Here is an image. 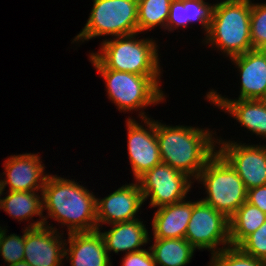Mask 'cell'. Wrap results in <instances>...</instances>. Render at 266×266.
<instances>
[{"label":"cell","mask_w":266,"mask_h":266,"mask_svg":"<svg viewBox=\"0 0 266 266\" xmlns=\"http://www.w3.org/2000/svg\"><path fill=\"white\" fill-rule=\"evenodd\" d=\"M184 8H186V19L189 22L199 21L208 33L214 5L211 6L203 0H184Z\"/></svg>","instance_id":"obj_28"},{"label":"cell","mask_w":266,"mask_h":266,"mask_svg":"<svg viewBox=\"0 0 266 266\" xmlns=\"http://www.w3.org/2000/svg\"><path fill=\"white\" fill-rule=\"evenodd\" d=\"M207 98L219 108L227 110L241 125L253 133L266 137V100H229L218 95L214 90L207 94Z\"/></svg>","instance_id":"obj_17"},{"label":"cell","mask_w":266,"mask_h":266,"mask_svg":"<svg viewBox=\"0 0 266 266\" xmlns=\"http://www.w3.org/2000/svg\"><path fill=\"white\" fill-rule=\"evenodd\" d=\"M143 222L139 219L112 224L111 230L100 232L103 237L107 254L110 251L118 253L127 251L126 254L137 252L142 249L139 247L148 242V230L144 227Z\"/></svg>","instance_id":"obj_19"},{"label":"cell","mask_w":266,"mask_h":266,"mask_svg":"<svg viewBox=\"0 0 266 266\" xmlns=\"http://www.w3.org/2000/svg\"><path fill=\"white\" fill-rule=\"evenodd\" d=\"M149 251L142 249L126 254L122 266H157L150 249Z\"/></svg>","instance_id":"obj_30"},{"label":"cell","mask_w":266,"mask_h":266,"mask_svg":"<svg viewBox=\"0 0 266 266\" xmlns=\"http://www.w3.org/2000/svg\"><path fill=\"white\" fill-rule=\"evenodd\" d=\"M34 192L9 191L8 196L0 198V208L19 220H26L34 214L42 218L43 202L40 200L42 198Z\"/></svg>","instance_id":"obj_22"},{"label":"cell","mask_w":266,"mask_h":266,"mask_svg":"<svg viewBox=\"0 0 266 266\" xmlns=\"http://www.w3.org/2000/svg\"><path fill=\"white\" fill-rule=\"evenodd\" d=\"M140 115L149 131L131 118L127 120L126 125L129 159L135 179L162 162L156 136V121L150 120L144 113Z\"/></svg>","instance_id":"obj_11"},{"label":"cell","mask_w":266,"mask_h":266,"mask_svg":"<svg viewBox=\"0 0 266 266\" xmlns=\"http://www.w3.org/2000/svg\"><path fill=\"white\" fill-rule=\"evenodd\" d=\"M241 73V91L238 99L266 100V52L252 49L231 58Z\"/></svg>","instance_id":"obj_15"},{"label":"cell","mask_w":266,"mask_h":266,"mask_svg":"<svg viewBox=\"0 0 266 266\" xmlns=\"http://www.w3.org/2000/svg\"><path fill=\"white\" fill-rule=\"evenodd\" d=\"M238 247L244 253L266 261V221L255 232L248 235Z\"/></svg>","instance_id":"obj_27"},{"label":"cell","mask_w":266,"mask_h":266,"mask_svg":"<svg viewBox=\"0 0 266 266\" xmlns=\"http://www.w3.org/2000/svg\"><path fill=\"white\" fill-rule=\"evenodd\" d=\"M250 17V0H225L214 4L206 43L217 45L230 59L252 50Z\"/></svg>","instance_id":"obj_4"},{"label":"cell","mask_w":266,"mask_h":266,"mask_svg":"<svg viewBox=\"0 0 266 266\" xmlns=\"http://www.w3.org/2000/svg\"><path fill=\"white\" fill-rule=\"evenodd\" d=\"M0 253L9 266L24 260V235L11 234L0 227Z\"/></svg>","instance_id":"obj_26"},{"label":"cell","mask_w":266,"mask_h":266,"mask_svg":"<svg viewBox=\"0 0 266 266\" xmlns=\"http://www.w3.org/2000/svg\"><path fill=\"white\" fill-rule=\"evenodd\" d=\"M250 34L253 49L266 48V3L251 2Z\"/></svg>","instance_id":"obj_25"},{"label":"cell","mask_w":266,"mask_h":266,"mask_svg":"<svg viewBox=\"0 0 266 266\" xmlns=\"http://www.w3.org/2000/svg\"><path fill=\"white\" fill-rule=\"evenodd\" d=\"M136 34L103 41L101 52L91 53L97 69H110L145 76H160L157 46L152 40L135 39Z\"/></svg>","instance_id":"obj_3"},{"label":"cell","mask_w":266,"mask_h":266,"mask_svg":"<svg viewBox=\"0 0 266 266\" xmlns=\"http://www.w3.org/2000/svg\"><path fill=\"white\" fill-rule=\"evenodd\" d=\"M71 266H111L100 230L68 233ZM69 252V253H68Z\"/></svg>","instance_id":"obj_16"},{"label":"cell","mask_w":266,"mask_h":266,"mask_svg":"<svg viewBox=\"0 0 266 266\" xmlns=\"http://www.w3.org/2000/svg\"><path fill=\"white\" fill-rule=\"evenodd\" d=\"M10 266H31L28 262H25L24 260L23 261H19L15 264H12Z\"/></svg>","instance_id":"obj_32"},{"label":"cell","mask_w":266,"mask_h":266,"mask_svg":"<svg viewBox=\"0 0 266 266\" xmlns=\"http://www.w3.org/2000/svg\"><path fill=\"white\" fill-rule=\"evenodd\" d=\"M185 239L196 249H212L217 253V245L230 244L229 219L203 201L193 202L192 215L188 223ZM217 249V250H216Z\"/></svg>","instance_id":"obj_8"},{"label":"cell","mask_w":266,"mask_h":266,"mask_svg":"<svg viewBox=\"0 0 266 266\" xmlns=\"http://www.w3.org/2000/svg\"><path fill=\"white\" fill-rule=\"evenodd\" d=\"M196 179L203 182L208 194L201 201L212 206L228 219L246 202L248 190L242 179L217 150Z\"/></svg>","instance_id":"obj_5"},{"label":"cell","mask_w":266,"mask_h":266,"mask_svg":"<svg viewBox=\"0 0 266 266\" xmlns=\"http://www.w3.org/2000/svg\"><path fill=\"white\" fill-rule=\"evenodd\" d=\"M189 23L186 19V8H184V0H172L170 4L169 17L166 23V29L174 30L173 28H178L179 26L187 27Z\"/></svg>","instance_id":"obj_29"},{"label":"cell","mask_w":266,"mask_h":266,"mask_svg":"<svg viewBox=\"0 0 266 266\" xmlns=\"http://www.w3.org/2000/svg\"><path fill=\"white\" fill-rule=\"evenodd\" d=\"M5 162L7 179L0 180V196L8 184L9 191L29 192L41 189L42 192L49 174L43 175L44 164H41L38 154L14 155Z\"/></svg>","instance_id":"obj_14"},{"label":"cell","mask_w":266,"mask_h":266,"mask_svg":"<svg viewBox=\"0 0 266 266\" xmlns=\"http://www.w3.org/2000/svg\"><path fill=\"white\" fill-rule=\"evenodd\" d=\"M265 221L266 213L258 207L244 202L229 219L231 246H238L248 235L262 226Z\"/></svg>","instance_id":"obj_21"},{"label":"cell","mask_w":266,"mask_h":266,"mask_svg":"<svg viewBox=\"0 0 266 266\" xmlns=\"http://www.w3.org/2000/svg\"><path fill=\"white\" fill-rule=\"evenodd\" d=\"M143 202V194L137 183L123 185L104 199L96 198L97 230L99 222L115 224L138 219L135 214Z\"/></svg>","instance_id":"obj_13"},{"label":"cell","mask_w":266,"mask_h":266,"mask_svg":"<svg viewBox=\"0 0 266 266\" xmlns=\"http://www.w3.org/2000/svg\"><path fill=\"white\" fill-rule=\"evenodd\" d=\"M138 33V0H94L89 19L74 39L115 37Z\"/></svg>","instance_id":"obj_6"},{"label":"cell","mask_w":266,"mask_h":266,"mask_svg":"<svg viewBox=\"0 0 266 266\" xmlns=\"http://www.w3.org/2000/svg\"><path fill=\"white\" fill-rule=\"evenodd\" d=\"M45 221L43 216L42 220L33 222L25 229L24 261L31 266H60L65 257L63 246L66 243L62 245L61 237L55 234V228L53 230L51 226L46 227Z\"/></svg>","instance_id":"obj_10"},{"label":"cell","mask_w":266,"mask_h":266,"mask_svg":"<svg viewBox=\"0 0 266 266\" xmlns=\"http://www.w3.org/2000/svg\"><path fill=\"white\" fill-rule=\"evenodd\" d=\"M156 265H187L195 248L185 238L155 239L150 247Z\"/></svg>","instance_id":"obj_20"},{"label":"cell","mask_w":266,"mask_h":266,"mask_svg":"<svg viewBox=\"0 0 266 266\" xmlns=\"http://www.w3.org/2000/svg\"><path fill=\"white\" fill-rule=\"evenodd\" d=\"M190 178L161 162L146 171L136 181L140 186L144 201L151 195L150 206L161 207L175 204L186 198L192 183Z\"/></svg>","instance_id":"obj_9"},{"label":"cell","mask_w":266,"mask_h":266,"mask_svg":"<svg viewBox=\"0 0 266 266\" xmlns=\"http://www.w3.org/2000/svg\"><path fill=\"white\" fill-rule=\"evenodd\" d=\"M172 0H138V32L161 25L166 29Z\"/></svg>","instance_id":"obj_23"},{"label":"cell","mask_w":266,"mask_h":266,"mask_svg":"<svg viewBox=\"0 0 266 266\" xmlns=\"http://www.w3.org/2000/svg\"><path fill=\"white\" fill-rule=\"evenodd\" d=\"M246 202L266 213V185L249 189Z\"/></svg>","instance_id":"obj_31"},{"label":"cell","mask_w":266,"mask_h":266,"mask_svg":"<svg viewBox=\"0 0 266 266\" xmlns=\"http://www.w3.org/2000/svg\"><path fill=\"white\" fill-rule=\"evenodd\" d=\"M41 195L43 210L67 225L68 233L97 230L96 197L77 182L49 175Z\"/></svg>","instance_id":"obj_1"},{"label":"cell","mask_w":266,"mask_h":266,"mask_svg":"<svg viewBox=\"0 0 266 266\" xmlns=\"http://www.w3.org/2000/svg\"><path fill=\"white\" fill-rule=\"evenodd\" d=\"M206 131V132H204ZM156 136L163 163L197 178L214 152V139L207 130L166 126L156 121Z\"/></svg>","instance_id":"obj_2"},{"label":"cell","mask_w":266,"mask_h":266,"mask_svg":"<svg viewBox=\"0 0 266 266\" xmlns=\"http://www.w3.org/2000/svg\"><path fill=\"white\" fill-rule=\"evenodd\" d=\"M183 201L158 208L152 221L154 239L185 238L193 202Z\"/></svg>","instance_id":"obj_18"},{"label":"cell","mask_w":266,"mask_h":266,"mask_svg":"<svg viewBox=\"0 0 266 266\" xmlns=\"http://www.w3.org/2000/svg\"><path fill=\"white\" fill-rule=\"evenodd\" d=\"M218 152L231 164L247 190L266 185V145L221 142Z\"/></svg>","instance_id":"obj_12"},{"label":"cell","mask_w":266,"mask_h":266,"mask_svg":"<svg viewBox=\"0 0 266 266\" xmlns=\"http://www.w3.org/2000/svg\"><path fill=\"white\" fill-rule=\"evenodd\" d=\"M105 79L109 99L119 110L131 111L163 100L158 77L134 73L97 69Z\"/></svg>","instance_id":"obj_7"},{"label":"cell","mask_w":266,"mask_h":266,"mask_svg":"<svg viewBox=\"0 0 266 266\" xmlns=\"http://www.w3.org/2000/svg\"><path fill=\"white\" fill-rule=\"evenodd\" d=\"M209 266H266V261L244 253L238 246H228L212 255Z\"/></svg>","instance_id":"obj_24"}]
</instances>
